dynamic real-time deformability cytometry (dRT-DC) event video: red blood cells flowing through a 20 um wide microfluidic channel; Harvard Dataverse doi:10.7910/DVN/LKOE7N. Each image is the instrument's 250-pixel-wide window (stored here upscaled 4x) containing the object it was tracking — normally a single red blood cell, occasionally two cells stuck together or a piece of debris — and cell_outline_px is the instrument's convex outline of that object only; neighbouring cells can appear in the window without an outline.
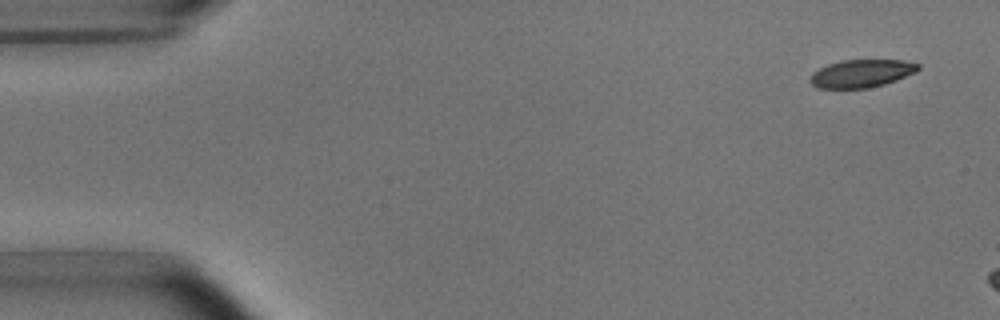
{"species": "common noctule bat (a hibernating species)", "species_latin": "Nyctalus noctula", "temperature_condition": "room temperature", "stored_images_in_passage": 3, "camera_frame_rate_fps": 3000, "um_per_image_px": 0.085, "animal": {"sex": "male", "body_mass_g": 15.6}, "frame": {"image": 1, "passage_image": 1, "time_ms": 0.0, "image_size_px": [1000, 320], "cell_outline_px": [[920, 68], [916, 72], [896, 80], [884, 84], [868, 88], [816, 88], [808, 80], [812, 72], [828, 64], [840, 60], [904, 60], [920, 64]], "centroid_in_image_um": [73.21, 6.24], "position_along_channel_um": 11.8, "area_um2": 17.63}}